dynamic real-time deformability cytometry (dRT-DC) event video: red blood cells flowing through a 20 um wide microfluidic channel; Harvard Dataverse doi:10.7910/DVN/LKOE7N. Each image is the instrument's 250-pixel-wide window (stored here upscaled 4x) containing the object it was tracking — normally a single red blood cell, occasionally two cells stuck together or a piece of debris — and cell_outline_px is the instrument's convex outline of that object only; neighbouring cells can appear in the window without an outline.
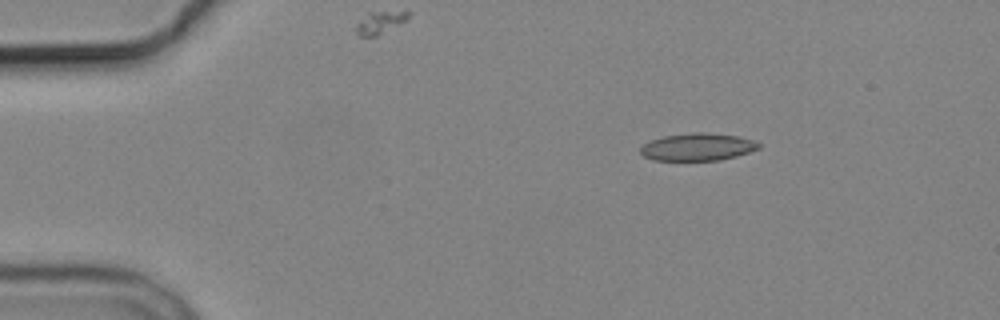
{"species": "common noctule bat (a hibernating species)", "species_latin": "Nyctalus noctula", "temperature_condition": "cold", "stored_images_in_passage": 4, "camera_frame_rate_fps": 3000, "um_per_image_px": 0.085, "animal": {"sex": "male", "body_mass_g": 19.2, "forearm_length_mm": 51.8}, "frame": {"image": 1, "passage_image": 2, "time_ms": 1.333, "image_size_px": [1000, 320], "cell_outline_px": [[760, 148], [736, 156], [720, 160], [652, 160], [644, 156], [640, 152], [640, 148], [644, 144], [652, 140], [664, 136], [692, 132], [704, 132], [736, 136], [752, 140], [760, 144]], "centroid_in_image_um": [59.28, 12.49], "position_along_channel_um": 25.7, "area_um2": 18.73}}